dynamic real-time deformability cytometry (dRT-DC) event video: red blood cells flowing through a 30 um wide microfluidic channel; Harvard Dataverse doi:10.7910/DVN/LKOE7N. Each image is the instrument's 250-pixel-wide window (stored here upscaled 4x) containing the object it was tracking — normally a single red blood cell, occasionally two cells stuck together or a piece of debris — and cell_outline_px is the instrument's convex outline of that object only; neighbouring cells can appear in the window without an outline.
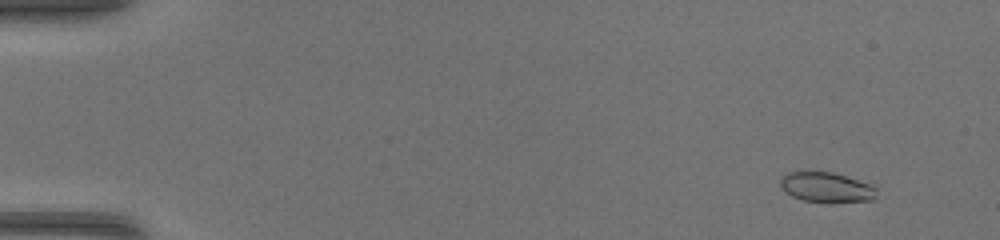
{"species": "common noctule bat (a hibernating species)", "species_latin": "Nyctalus noctula", "temperature_condition": "warm", "stored_images_in_passage": 49, "segment_of_instrument_passage": [1, 2], "camera_frame_rate_fps": 3000, "um_per_image_px": 0.085, "animal": {"sex": "female", "body_mass_g": 17.0, "forearm_length_mm": 48.0}, "frame": {"image": 1, "passage_image": 5, "time_ms": 1.333, "image_size_px": [1000, 240], "cell_outline_px": [[876, 196], [872, 200], [804, 200], [792, 196], [780, 184], [780, 176], [788, 172], [832, 172], [872, 184], [876, 188]], "centroid_in_image_um": [70.24, 15.87], "position_along_channel_um": 14.8, "area_um2": 16.07}}
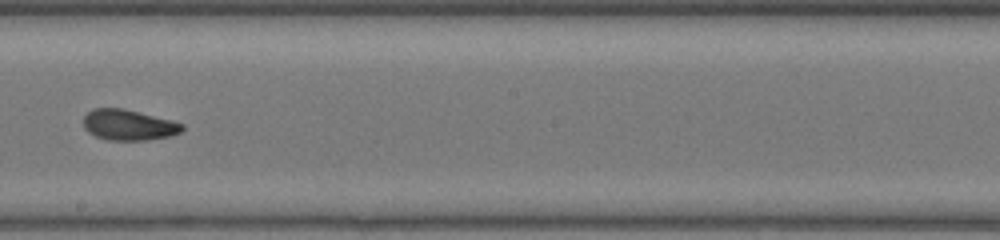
{"frame": {"image": 2, "passage_image": 29, "time_ms": 9.333, "image_size_px": [1000, 240], "cell_outline_px": [[184, 128], [180, 132], [168, 136], [144, 140], [108, 140], [96, 136], [88, 132], [84, 128], [84, 116], [92, 108], [124, 108], [172, 120], [184, 124]], "centroid_in_image_um": [10.92, 10.61], "position_along_channel_um": 237.3, "area_um2": 17.63}}
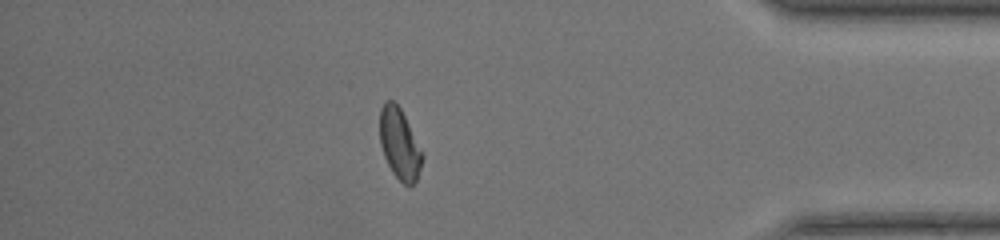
{"frame": {"image": 3, "passage_image": 42, "time_ms": 13.667, "image_size_px": [1000, 240], "cell_outline_px": [[424, 156], [416, 180], [412, 184], [404, 184], [392, 172], [384, 156], [380, 144], [380, 108], [388, 100], [392, 100], [400, 108], [424, 152]], "centroid_in_image_um": [33.97, 12.22], "position_along_channel_um": 401.2, "area_um2": 17.4}}